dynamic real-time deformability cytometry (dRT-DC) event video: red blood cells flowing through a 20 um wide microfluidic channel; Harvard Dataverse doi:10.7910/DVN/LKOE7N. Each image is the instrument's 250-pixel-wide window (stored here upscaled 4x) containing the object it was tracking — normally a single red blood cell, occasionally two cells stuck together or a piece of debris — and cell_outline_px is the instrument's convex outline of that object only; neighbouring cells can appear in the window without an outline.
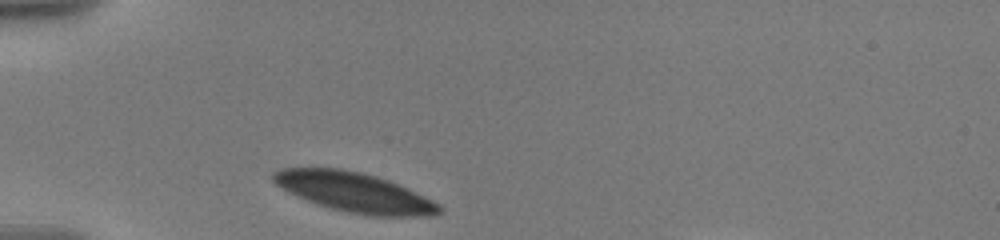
{"species": "human", "species_latin": "Homo sapiens", "temperature_condition": "warm", "stored_images_in_passage": 4, "camera_frame_rate_fps": 3000, "um_per_image_px": 0.085, "donor": {"sex": "male"}, "frame": {"image": 1, "passage_image": 1, "time_ms": 0.0, "image_size_px": [1000, 240], "cell_outline_px": [[444, 208], [436, 216], [372, 216], [348, 212], [332, 208], [296, 196], [288, 192], [276, 184], [272, 180], [272, 172], [280, 168], [340, 168], [360, 172], [376, 176], [400, 184], [440, 204]], "centroid_in_image_um": [30.16, 16.34], "position_along_channel_um": 54.8, "area_um2": 38.26}}